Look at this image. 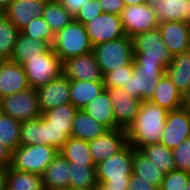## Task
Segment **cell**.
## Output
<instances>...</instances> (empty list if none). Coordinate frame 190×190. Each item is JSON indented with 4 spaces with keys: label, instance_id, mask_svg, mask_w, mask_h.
I'll use <instances>...</instances> for the list:
<instances>
[{
    "label": "cell",
    "instance_id": "cell-1",
    "mask_svg": "<svg viewBox=\"0 0 190 190\" xmlns=\"http://www.w3.org/2000/svg\"><path fill=\"white\" fill-rule=\"evenodd\" d=\"M168 111L149 100H142L133 124L127 129L128 143L141 147L160 143Z\"/></svg>",
    "mask_w": 190,
    "mask_h": 190
},
{
    "label": "cell",
    "instance_id": "cell-2",
    "mask_svg": "<svg viewBox=\"0 0 190 190\" xmlns=\"http://www.w3.org/2000/svg\"><path fill=\"white\" fill-rule=\"evenodd\" d=\"M136 149L129 143L120 151L96 165L98 183L111 189H129Z\"/></svg>",
    "mask_w": 190,
    "mask_h": 190
},
{
    "label": "cell",
    "instance_id": "cell-3",
    "mask_svg": "<svg viewBox=\"0 0 190 190\" xmlns=\"http://www.w3.org/2000/svg\"><path fill=\"white\" fill-rule=\"evenodd\" d=\"M52 49L63 62L93 51V46L84 25L73 19L55 34Z\"/></svg>",
    "mask_w": 190,
    "mask_h": 190
},
{
    "label": "cell",
    "instance_id": "cell-4",
    "mask_svg": "<svg viewBox=\"0 0 190 190\" xmlns=\"http://www.w3.org/2000/svg\"><path fill=\"white\" fill-rule=\"evenodd\" d=\"M133 63L161 64L165 69L169 66L172 55L169 53L160 30L154 29L136 34L132 37Z\"/></svg>",
    "mask_w": 190,
    "mask_h": 190
},
{
    "label": "cell",
    "instance_id": "cell-5",
    "mask_svg": "<svg viewBox=\"0 0 190 190\" xmlns=\"http://www.w3.org/2000/svg\"><path fill=\"white\" fill-rule=\"evenodd\" d=\"M58 154L59 150L54 146L44 144L19 146L12 152L10 167L42 175Z\"/></svg>",
    "mask_w": 190,
    "mask_h": 190
},
{
    "label": "cell",
    "instance_id": "cell-6",
    "mask_svg": "<svg viewBox=\"0 0 190 190\" xmlns=\"http://www.w3.org/2000/svg\"><path fill=\"white\" fill-rule=\"evenodd\" d=\"M93 53L102 74L129 65L134 60L132 38L125 36L97 44L93 46Z\"/></svg>",
    "mask_w": 190,
    "mask_h": 190
},
{
    "label": "cell",
    "instance_id": "cell-7",
    "mask_svg": "<svg viewBox=\"0 0 190 190\" xmlns=\"http://www.w3.org/2000/svg\"><path fill=\"white\" fill-rule=\"evenodd\" d=\"M165 73L161 64L133 63V75L121 87L130 96L149 100L156 89L158 80Z\"/></svg>",
    "mask_w": 190,
    "mask_h": 190
},
{
    "label": "cell",
    "instance_id": "cell-8",
    "mask_svg": "<svg viewBox=\"0 0 190 190\" xmlns=\"http://www.w3.org/2000/svg\"><path fill=\"white\" fill-rule=\"evenodd\" d=\"M62 64L63 62L51 47L37 58L26 59L22 66L29 86L36 89L59 77L63 73Z\"/></svg>",
    "mask_w": 190,
    "mask_h": 190
},
{
    "label": "cell",
    "instance_id": "cell-9",
    "mask_svg": "<svg viewBox=\"0 0 190 190\" xmlns=\"http://www.w3.org/2000/svg\"><path fill=\"white\" fill-rule=\"evenodd\" d=\"M1 112L14 120L25 122L41 116L37 92L34 88H27L16 94L4 96L0 99Z\"/></svg>",
    "mask_w": 190,
    "mask_h": 190
},
{
    "label": "cell",
    "instance_id": "cell-10",
    "mask_svg": "<svg viewBox=\"0 0 190 190\" xmlns=\"http://www.w3.org/2000/svg\"><path fill=\"white\" fill-rule=\"evenodd\" d=\"M120 17L124 32L130 38L159 26L153 5L149 3L125 6Z\"/></svg>",
    "mask_w": 190,
    "mask_h": 190
},
{
    "label": "cell",
    "instance_id": "cell-11",
    "mask_svg": "<svg viewBox=\"0 0 190 190\" xmlns=\"http://www.w3.org/2000/svg\"><path fill=\"white\" fill-rule=\"evenodd\" d=\"M92 46L125 37L120 15L102 13L84 24Z\"/></svg>",
    "mask_w": 190,
    "mask_h": 190
},
{
    "label": "cell",
    "instance_id": "cell-12",
    "mask_svg": "<svg viewBox=\"0 0 190 190\" xmlns=\"http://www.w3.org/2000/svg\"><path fill=\"white\" fill-rule=\"evenodd\" d=\"M112 103L115 129L127 130L134 122L141 105L140 99L130 96L123 88H106Z\"/></svg>",
    "mask_w": 190,
    "mask_h": 190
},
{
    "label": "cell",
    "instance_id": "cell-13",
    "mask_svg": "<svg viewBox=\"0 0 190 190\" xmlns=\"http://www.w3.org/2000/svg\"><path fill=\"white\" fill-rule=\"evenodd\" d=\"M190 138V112L184 108L168 111L160 143L173 150Z\"/></svg>",
    "mask_w": 190,
    "mask_h": 190
},
{
    "label": "cell",
    "instance_id": "cell-14",
    "mask_svg": "<svg viewBox=\"0 0 190 190\" xmlns=\"http://www.w3.org/2000/svg\"><path fill=\"white\" fill-rule=\"evenodd\" d=\"M62 72L69 80L103 81V74L93 51L63 61Z\"/></svg>",
    "mask_w": 190,
    "mask_h": 190
},
{
    "label": "cell",
    "instance_id": "cell-15",
    "mask_svg": "<svg viewBox=\"0 0 190 190\" xmlns=\"http://www.w3.org/2000/svg\"><path fill=\"white\" fill-rule=\"evenodd\" d=\"M41 113L70 102V80L62 73L49 83L36 88Z\"/></svg>",
    "mask_w": 190,
    "mask_h": 190
},
{
    "label": "cell",
    "instance_id": "cell-16",
    "mask_svg": "<svg viewBox=\"0 0 190 190\" xmlns=\"http://www.w3.org/2000/svg\"><path fill=\"white\" fill-rule=\"evenodd\" d=\"M88 144L94 163L97 165L128 144L127 130L119 128L108 130L103 135L89 140Z\"/></svg>",
    "mask_w": 190,
    "mask_h": 190
},
{
    "label": "cell",
    "instance_id": "cell-17",
    "mask_svg": "<svg viewBox=\"0 0 190 190\" xmlns=\"http://www.w3.org/2000/svg\"><path fill=\"white\" fill-rule=\"evenodd\" d=\"M158 29L172 56L190 50L189 22L164 21L159 23Z\"/></svg>",
    "mask_w": 190,
    "mask_h": 190
},
{
    "label": "cell",
    "instance_id": "cell-18",
    "mask_svg": "<svg viewBox=\"0 0 190 190\" xmlns=\"http://www.w3.org/2000/svg\"><path fill=\"white\" fill-rule=\"evenodd\" d=\"M29 87L22 65L10 60H0V99Z\"/></svg>",
    "mask_w": 190,
    "mask_h": 190
},
{
    "label": "cell",
    "instance_id": "cell-19",
    "mask_svg": "<svg viewBox=\"0 0 190 190\" xmlns=\"http://www.w3.org/2000/svg\"><path fill=\"white\" fill-rule=\"evenodd\" d=\"M48 0H12L3 13L19 30L28 25L34 17H42Z\"/></svg>",
    "mask_w": 190,
    "mask_h": 190
},
{
    "label": "cell",
    "instance_id": "cell-20",
    "mask_svg": "<svg viewBox=\"0 0 190 190\" xmlns=\"http://www.w3.org/2000/svg\"><path fill=\"white\" fill-rule=\"evenodd\" d=\"M70 163L59 153L41 175L44 190H69Z\"/></svg>",
    "mask_w": 190,
    "mask_h": 190
},
{
    "label": "cell",
    "instance_id": "cell-21",
    "mask_svg": "<svg viewBox=\"0 0 190 190\" xmlns=\"http://www.w3.org/2000/svg\"><path fill=\"white\" fill-rule=\"evenodd\" d=\"M167 111L182 107V94L166 73L158 80L154 94L149 99Z\"/></svg>",
    "mask_w": 190,
    "mask_h": 190
},
{
    "label": "cell",
    "instance_id": "cell-22",
    "mask_svg": "<svg viewBox=\"0 0 190 190\" xmlns=\"http://www.w3.org/2000/svg\"><path fill=\"white\" fill-rule=\"evenodd\" d=\"M51 47L46 41L28 37L20 32L9 60L23 65L26 59L37 58Z\"/></svg>",
    "mask_w": 190,
    "mask_h": 190
},
{
    "label": "cell",
    "instance_id": "cell-23",
    "mask_svg": "<svg viewBox=\"0 0 190 190\" xmlns=\"http://www.w3.org/2000/svg\"><path fill=\"white\" fill-rule=\"evenodd\" d=\"M165 73L183 95L190 89V50L172 56Z\"/></svg>",
    "mask_w": 190,
    "mask_h": 190
},
{
    "label": "cell",
    "instance_id": "cell-24",
    "mask_svg": "<svg viewBox=\"0 0 190 190\" xmlns=\"http://www.w3.org/2000/svg\"><path fill=\"white\" fill-rule=\"evenodd\" d=\"M157 21H184L190 23V0H160L153 4Z\"/></svg>",
    "mask_w": 190,
    "mask_h": 190
},
{
    "label": "cell",
    "instance_id": "cell-25",
    "mask_svg": "<svg viewBox=\"0 0 190 190\" xmlns=\"http://www.w3.org/2000/svg\"><path fill=\"white\" fill-rule=\"evenodd\" d=\"M105 89L103 81L70 80V102L75 108L82 109Z\"/></svg>",
    "mask_w": 190,
    "mask_h": 190
},
{
    "label": "cell",
    "instance_id": "cell-26",
    "mask_svg": "<svg viewBox=\"0 0 190 190\" xmlns=\"http://www.w3.org/2000/svg\"><path fill=\"white\" fill-rule=\"evenodd\" d=\"M82 110L108 130L115 129L112 103L106 89L97 98L85 105Z\"/></svg>",
    "mask_w": 190,
    "mask_h": 190
},
{
    "label": "cell",
    "instance_id": "cell-27",
    "mask_svg": "<svg viewBox=\"0 0 190 190\" xmlns=\"http://www.w3.org/2000/svg\"><path fill=\"white\" fill-rule=\"evenodd\" d=\"M108 129L101 123L95 121L82 109L75 113L71 137L81 140H92L107 132Z\"/></svg>",
    "mask_w": 190,
    "mask_h": 190
},
{
    "label": "cell",
    "instance_id": "cell-28",
    "mask_svg": "<svg viewBox=\"0 0 190 190\" xmlns=\"http://www.w3.org/2000/svg\"><path fill=\"white\" fill-rule=\"evenodd\" d=\"M59 153L70 163L96 167L88 141L69 137Z\"/></svg>",
    "mask_w": 190,
    "mask_h": 190
},
{
    "label": "cell",
    "instance_id": "cell-29",
    "mask_svg": "<svg viewBox=\"0 0 190 190\" xmlns=\"http://www.w3.org/2000/svg\"><path fill=\"white\" fill-rule=\"evenodd\" d=\"M132 174L160 188L165 173L139 150L134 151Z\"/></svg>",
    "mask_w": 190,
    "mask_h": 190
},
{
    "label": "cell",
    "instance_id": "cell-30",
    "mask_svg": "<svg viewBox=\"0 0 190 190\" xmlns=\"http://www.w3.org/2000/svg\"><path fill=\"white\" fill-rule=\"evenodd\" d=\"M69 190H96L98 185L96 167L70 164Z\"/></svg>",
    "mask_w": 190,
    "mask_h": 190
},
{
    "label": "cell",
    "instance_id": "cell-31",
    "mask_svg": "<svg viewBox=\"0 0 190 190\" xmlns=\"http://www.w3.org/2000/svg\"><path fill=\"white\" fill-rule=\"evenodd\" d=\"M77 110L71 103H67L49 109L41 115L48 121L52 128L64 129L71 136L73 120Z\"/></svg>",
    "mask_w": 190,
    "mask_h": 190
},
{
    "label": "cell",
    "instance_id": "cell-32",
    "mask_svg": "<svg viewBox=\"0 0 190 190\" xmlns=\"http://www.w3.org/2000/svg\"><path fill=\"white\" fill-rule=\"evenodd\" d=\"M7 190H44L41 175L7 168Z\"/></svg>",
    "mask_w": 190,
    "mask_h": 190
},
{
    "label": "cell",
    "instance_id": "cell-33",
    "mask_svg": "<svg viewBox=\"0 0 190 190\" xmlns=\"http://www.w3.org/2000/svg\"><path fill=\"white\" fill-rule=\"evenodd\" d=\"M42 17L54 34L62 30L74 19L58 0L47 1Z\"/></svg>",
    "mask_w": 190,
    "mask_h": 190
},
{
    "label": "cell",
    "instance_id": "cell-34",
    "mask_svg": "<svg viewBox=\"0 0 190 190\" xmlns=\"http://www.w3.org/2000/svg\"><path fill=\"white\" fill-rule=\"evenodd\" d=\"M139 151L144 154L156 167H159L164 173L175 170V163L172 150L161 143L150 144L141 147Z\"/></svg>",
    "mask_w": 190,
    "mask_h": 190
},
{
    "label": "cell",
    "instance_id": "cell-35",
    "mask_svg": "<svg viewBox=\"0 0 190 190\" xmlns=\"http://www.w3.org/2000/svg\"><path fill=\"white\" fill-rule=\"evenodd\" d=\"M20 30L0 13V60H9Z\"/></svg>",
    "mask_w": 190,
    "mask_h": 190
},
{
    "label": "cell",
    "instance_id": "cell-36",
    "mask_svg": "<svg viewBox=\"0 0 190 190\" xmlns=\"http://www.w3.org/2000/svg\"><path fill=\"white\" fill-rule=\"evenodd\" d=\"M21 122L0 113V142L11 152L20 146Z\"/></svg>",
    "mask_w": 190,
    "mask_h": 190
},
{
    "label": "cell",
    "instance_id": "cell-37",
    "mask_svg": "<svg viewBox=\"0 0 190 190\" xmlns=\"http://www.w3.org/2000/svg\"><path fill=\"white\" fill-rule=\"evenodd\" d=\"M20 32L28 37L39 39L53 45L55 34L43 17H34L32 21L20 30Z\"/></svg>",
    "mask_w": 190,
    "mask_h": 190
},
{
    "label": "cell",
    "instance_id": "cell-38",
    "mask_svg": "<svg viewBox=\"0 0 190 190\" xmlns=\"http://www.w3.org/2000/svg\"><path fill=\"white\" fill-rule=\"evenodd\" d=\"M42 144V121L40 117L21 122L20 146Z\"/></svg>",
    "mask_w": 190,
    "mask_h": 190
},
{
    "label": "cell",
    "instance_id": "cell-39",
    "mask_svg": "<svg viewBox=\"0 0 190 190\" xmlns=\"http://www.w3.org/2000/svg\"><path fill=\"white\" fill-rule=\"evenodd\" d=\"M40 120L42 121V144L54 146L60 150L70 135L64 129L52 128L42 115Z\"/></svg>",
    "mask_w": 190,
    "mask_h": 190
},
{
    "label": "cell",
    "instance_id": "cell-40",
    "mask_svg": "<svg viewBox=\"0 0 190 190\" xmlns=\"http://www.w3.org/2000/svg\"><path fill=\"white\" fill-rule=\"evenodd\" d=\"M133 75V62L126 66L103 74V83L105 88L122 87Z\"/></svg>",
    "mask_w": 190,
    "mask_h": 190
},
{
    "label": "cell",
    "instance_id": "cell-41",
    "mask_svg": "<svg viewBox=\"0 0 190 190\" xmlns=\"http://www.w3.org/2000/svg\"><path fill=\"white\" fill-rule=\"evenodd\" d=\"M190 180V173L172 170L165 173L159 190H184Z\"/></svg>",
    "mask_w": 190,
    "mask_h": 190
},
{
    "label": "cell",
    "instance_id": "cell-42",
    "mask_svg": "<svg viewBox=\"0 0 190 190\" xmlns=\"http://www.w3.org/2000/svg\"><path fill=\"white\" fill-rule=\"evenodd\" d=\"M175 169L190 173V138L172 150Z\"/></svg>",
    "mask_w": 190,
    "mask_h": 190
},
{
    "label": "cell",
    "instance_id": "cell-43",
    "mask_svg": "<svg viewBox=\"0 0 190 190\" xmlns=\"http://www.w3.org/2000/svg\"><path fill=\"white\" fill-rule=\"evenodd\" d=\"M102 13L100 2L98 0H90L79 9L74 19L84 25Z\"/></svg>",
    "mask_w": 190,
    "mask_h": 190
},
{
    "label": "cell",
    "instance_id": "cell-44",
    "mask_svg": "<svg viewBox=\"0 0 190 190\" xmlns=\"http://www.w3.org/2000/svg\"><path fill=\"white\" fill-rule=\"evenodd\" d=\"M104 13L121 15L125 8L123 0H98Z\"/></svg>",
    "mask_w": 190,
    "mask_h": 190
},
{
    "label": "cell",
    "instance_id": "cell-45",
    "mask_svg": "<svg viewBox=\"0 0 190 190\" xmlns=\"http://www.w3.org/2000/svg\"><path fill=\"white\" fill-rule=\"evenodd\" d=\"M129 190H159V187L132 174L129 183Z\"/></svg>",
    "mask_w": 190,
    "mask_h": 190
},
{
    "label": "cell",
    "instance_id": "cell-46",
    "mask_svg": "<svg viewBox=\"0 0 190 190\" xmlns=\"http://www.w3.org/2000/svg\"><path fill=\"white\" fill-rule=\"evenodd\" d=\"M60 4L75 17L79 9L90 0H58Z\"/></svg>",
    "mask_w": 190,
    "mask_h": 190
},
{
    "label": "cell",
    "instance_id": "cell-47",
    "mask_svg": "<svg viewBox=\"0 0 190 190\" xmlns=\"http://www.w3.org/2000/svg\"><path fill=\"white\" fill-rule=\"evenodd\" d=\"M12 152L0 142V167L8 168L11 164Z\"/></svg>",
    "mask_w": 190,
    "mask_h": 190
},
{
    "label": "cell",
    "instance_id": "cell-48",
    "mask_svg": "<svg viewBox=\"0 0 190 190\" xmlns=\"http://www.w3.org/2000/svg\"><path fill=\"white\" fill-rule=\"evenodd\" d=\"M7 168L0 167V190H7Z\"/></svg>",
    "mask_w": 190,
    "mask_h": 190
},
{
    "label": "cell",
    "instance_id": "cell-49",
    "mask_svg": "<svg viewBox=\"0 0 190 190\" xmlns=\"http://www.w3.org/2000/svg\"><path fill=\"white\" fill-rule=\"evenodd\" d=\"M182 108L190 112V89L182 95Z\"/></svg>",
    "mask_w": 190,
    "mask_h": 190
},
{
    "label": "cell",
    "instance_id": "cell-50",
    "mask_svg": "<svg viewBox=\"0 0 190 190\" xmlns=\"http://www.w3.org/2000/svg\"><path fill=\"white\" fill-rule=\"evenodd\" d=\"M12 0H0V13H4Z\"/></svg>",
    "mask_w": 190,
    "mask_h": 190
},
{
    "label": "cell",
    "instance_id": "cell-51",
    "mask_svg": "<svg viewBox=\"0 0 190 190\" xmlns=\"http://www.w3.org/2000/svg\"><path fill=\"white\" fill-rule=\"evenodd\" d=\"M125 6L147 3L146 0H123Z\"/></svg>",
    "mask_w": 190,
    "mask_h": 190
},
{
    "label": "cell",
    "instance_id": "cell-52",
    "mask_svg": "<svg viewBox=\"0 0 190 190\" xmlns=\"http://www.w3.org/2000/svg\"><path fill=\"white\" fill-rule=\"evenodd\" d=\"M96 190H129V189H111V187L107 186L105 183H98Z\"/></svg>",
    "mask_w": 190,
    "mask_h": 190
},
{
    "label": "cell",
    "instance_id": "cell-53",
    "mask_svg": "<svg viewBox=\"0 0 190 190\" xmlns=\"http://www.w3.org/2000/svg\"><path fill=\"white\" fill-rule=\"evenodd\" d=\"M160 0H146L147 3L153 5L154 3L158 2Z\"/></svg>",
    "mask_w": 190,
    "mask_h": 190
},
{
    "label": "cell",
    "instance_id": "cell-54",
    "mask_svg": "<svg viewBox=\"0 0 190 190\" xmlns=\"http://www.w3.org/2000/svg\"><path fill=\"white\" fill-rule=\"evenodd\" d=\"M184 190H190V180Z\"/></svg>",
    "mask_w": 190,
    "mask_h": 190
}]
</instances>
